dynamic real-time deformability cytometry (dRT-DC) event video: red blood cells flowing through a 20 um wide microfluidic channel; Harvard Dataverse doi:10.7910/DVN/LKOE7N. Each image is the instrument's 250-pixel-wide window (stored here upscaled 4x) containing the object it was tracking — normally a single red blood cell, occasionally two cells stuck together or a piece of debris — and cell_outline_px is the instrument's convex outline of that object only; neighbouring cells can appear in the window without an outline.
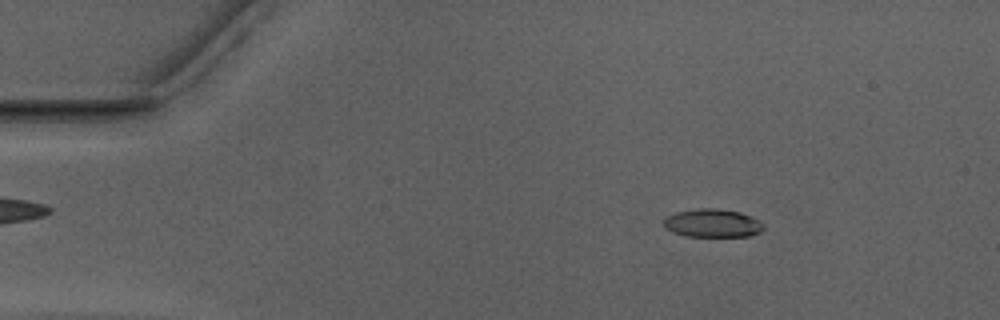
{"species": "Egyptian fruit bat (a non-hibernating species)", "species_latin": "Rousettus aegyptiacus", "temperature_condition": "warm", "stored_images_in_passage": 51, "camera_frame_rate_fps": 3000, "um_per_image_px": 0.085, "animal": {"sex": "male"}, "frame": {"image": 1, "passage_image": 7, "time_ms": 2.0, "image_size_px": [1000, 320], "cell_outline_px": [[764, 228], [760, 232], [748, 236], [684, 236], [672, 232], [664, 228], [664, 220], [668, 216], [676, 212], [700, 208], [716, 208], [740, 212], [752, 216], [764, 224]], "centroid_in_image_um": [60.57, 18.97], "position_along_channel_um": 24.4, "area_um2": 16.47}}
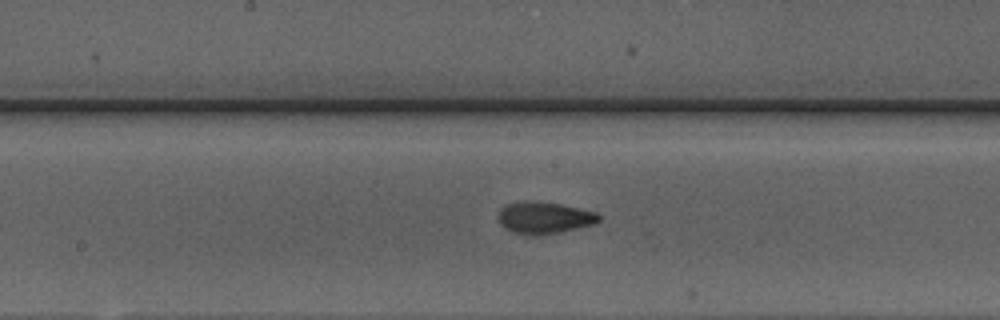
{"frame": {"image": 2, "passage_image": 26, "time_ms": 8.333, "image_size_px": [1000, 320], "cell_outline_px": [[600, 220], [596, 224], [560, 232], [540, 236], [532, 236], [512, 232], [504, 228], [500, 224], [500, 208], [508, 204], [524, 200], [532, 200], [560, 204], [596, 212], [600, 216]], "centroid_in_image_um": [46.27, 18.52], "position_along_channel_um": 201.9, "area_um2": 18.84}}
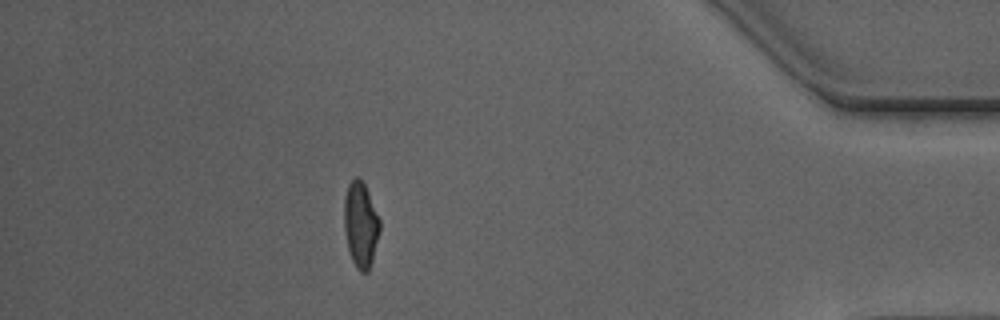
{"frame": {"image": 3, "passage_image": 45, "time_ms": 14.667, "image_size_px": [1000, 320], "cell_outline_px": [[380, 232], [372, 260], [368, 272], [360, 272], [356, 268], [352, 260], [348, 248], [344, 228], [344, 196], [348, 184], [356, 176], [360, 176], [368, 192], [380, 220]], "centroid_in_image_um": [30.65, 19.08], "position_along_channel_um": 404.5, "area_um2": 17.8}, "authors_computed_cell_mechanics": {"area_um2": 17.5712, "velocity_mm_per_s": 3.9623, "shape_relaxation_time_tau1_ms": 6.8934, "shape_relaxation_time_tau2_ms": 1.3653, "deformation_change_tau1": 0.2242, "deformation_change_tau2": 0.08}}